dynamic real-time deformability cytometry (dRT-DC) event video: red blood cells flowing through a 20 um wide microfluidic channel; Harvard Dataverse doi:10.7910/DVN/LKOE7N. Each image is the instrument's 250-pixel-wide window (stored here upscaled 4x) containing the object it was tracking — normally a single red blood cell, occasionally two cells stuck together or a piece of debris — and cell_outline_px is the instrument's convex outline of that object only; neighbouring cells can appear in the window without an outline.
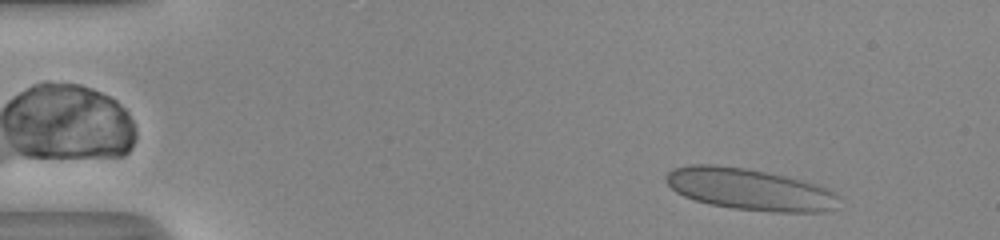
{"species": "human", "species_latin": "Homo sapiens", "temperature_condition": "room temperature", "stored_images_in_passage": 48, "camera_frame_rate_fps": 3000, "um_per_image_px": 0.085, "donor": {"sex": "male"}, "frame": {"image": 1, "passage_image": 3, "time_ms": 0.667, "image_size_px": [1000, 240], "cell_outline_px": [[840, 196], [836, 208], [824, 212], [772, 212], [732, 208], [712, 204], [696, 200], [684, 196], [676, 192], [664, 180], [664, 176], [672, 168], [692, 164], [716, 164], [744, 168], [784, 176], [820, 184], [836, 192]], "centroid_in_image_um": [63.75, 16.09], "position_along_channel_um": 21.3, "area_um2": 42.19}}
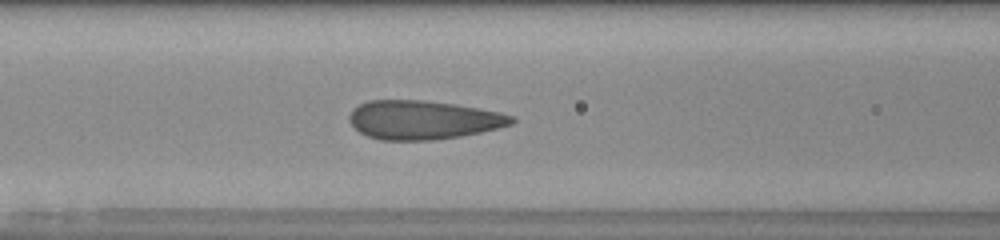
{"frame": {"image": 2, "passage_image": 19, "time_ms": 6.0, "image_size_px": [1000, 240], "cell_outline_px": [[516, 120], [512, 124], [480, 132], [460, 136], [432, 140], [380, 140], [368, 136], [360, 132], [348, 120], [348, 116], [352, 108], [368, 100], [424, 100], [456, 104], [500, 112], [516, 116]], "centroid_in_image_um": [35.96, 10.18], "position_along_channel_um": 130.6, "area_um2": 36.82}}
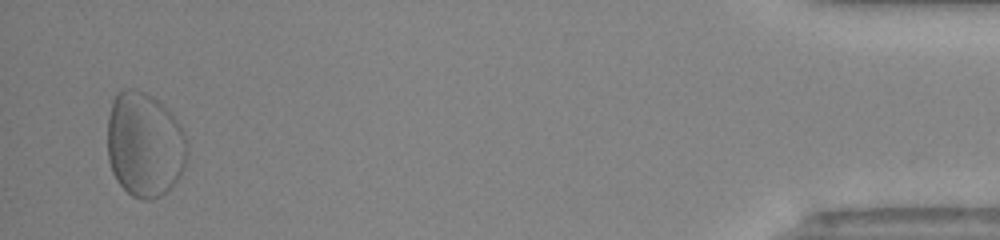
{"frame": {"image": 3, "passage_image": 47, "time_ms": 15.333, "image_size_px": [1000, 240], "cell_outline_px": [[188, 152], [184, 168], [180, 176], [160, 196], [148, 200], [144, 200], [132, 196], [116, 180], [112, 172], [108, 160], [108, 116], [112, 100], [116, 92], [120, 88], [136, 88], [144, 92], [156, 100], [180, 124], [188, 140]], "centroid_in_image_um": [12.27, 12.28], "position_along_channel_um": 422.9, "area_um2": 48.96}, "authors_computed_cell_mechanics": {"area_um2": 37.7145, "velocity_mm_per_s": 3.9975, "shape_relaxation_time_tau1_ms": 7.7628, "shape_relaxation_time_tau2_ms": null, "deformation_change_tau1": 0.1793, "deformation_change_tau2": null}}